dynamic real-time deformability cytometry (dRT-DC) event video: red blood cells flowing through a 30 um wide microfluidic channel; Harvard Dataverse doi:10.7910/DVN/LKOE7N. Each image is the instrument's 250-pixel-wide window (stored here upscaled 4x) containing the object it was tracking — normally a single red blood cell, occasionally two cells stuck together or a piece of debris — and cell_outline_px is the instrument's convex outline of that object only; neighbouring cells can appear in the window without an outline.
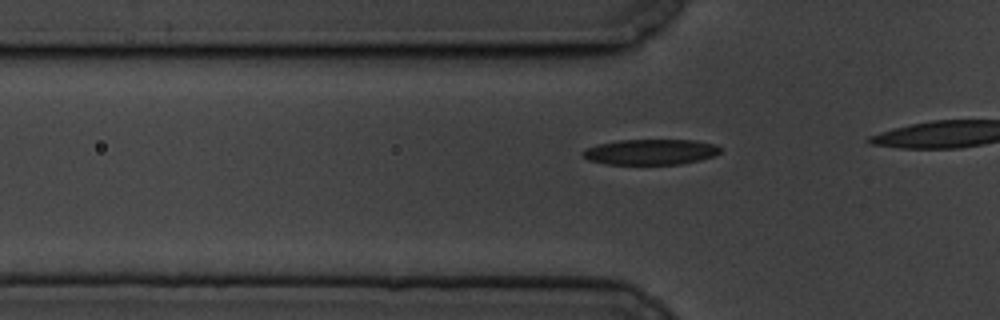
{"species": "common noctule bat (a hibernating species)", "species_latin": "Nyctalus noctula", "temperature_condition": "cold", "stored_images_in_passage": 18, "camera_frame_rate_fps": 3000, "um_per_image_px": 0.085, "animal": {"sex": "male", "body_mass_g": 19.5, "forearm_length_mm": 54.6}, "frame": {"image": 1, "passage_image": 12, "time_ms": 3.667, "image_size_px": [1000, 320], "cell_outline_px": [[720, 152], [716, 156], [700, 160], [680, 164], [608, 164], [588, 160], [580, 152], [584, 148], [596, 144], [620, 140], [696, 140], [716, 144], [720, 148]], "centroid_in_image_um": [55.3, 12.91], "position_along_channel_um": 70.5, "area_um2": 20.63}}
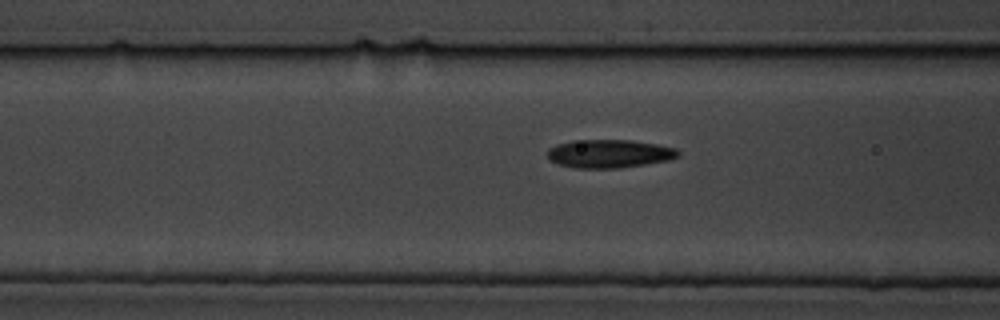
{"frame": {"image": 2, "passage_image": 16, "time_ms": 5.0, "image_size_px": [1000, 320], "cell_outline_px": [[680, 156], [668, 160], [620, 168], [576, 168], [560, 164], [548, 160], [548, 148], [556, 144], [572, 140], [632, 140], [656, 144], [676, 148], [680, 152]], "centroid_in_image_um": [51.78, 13.05], "position_along_channel_um": 114.8, "area_um2": 21.62}}